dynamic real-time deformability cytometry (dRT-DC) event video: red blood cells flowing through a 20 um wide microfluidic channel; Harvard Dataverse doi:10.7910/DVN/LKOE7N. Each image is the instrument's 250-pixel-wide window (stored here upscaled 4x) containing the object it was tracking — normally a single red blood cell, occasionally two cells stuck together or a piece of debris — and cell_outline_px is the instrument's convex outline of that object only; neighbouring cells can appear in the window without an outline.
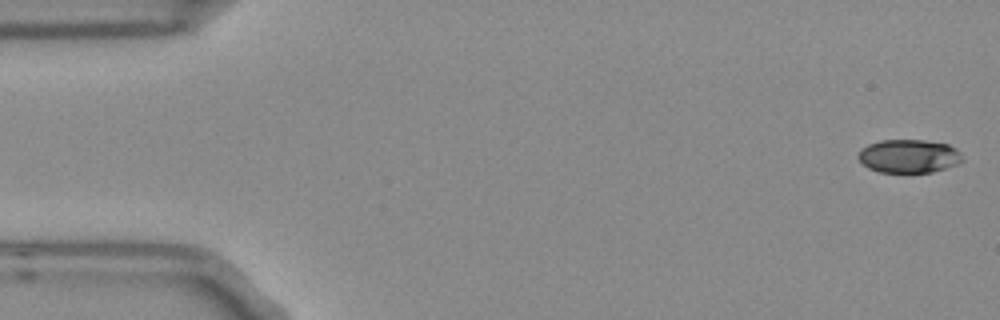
{"species": "Egyptian fruit bat (a non-hibernating species)", "species_latin": "Rousettus aegyptiacus", "temperature_condition": "room temperature", "stored_images_in_passage": 5, "camera_frame_rate_fps": 3000, "um_per_image_px": 0.085, "frame": {"image": 1, "passage_image": 1, "time_ms": 0.0, "image_size_px": [1000, 320], "cell_outline_px": [[964, 160], [960, 164], [932, 172], [880, 172], [868, 168], [856, 156], [860, 148], [868, 144], [880, 140], [924, 140], [948, 144], [956, 148], [960, 152]], "centroid_in_image_um": [77.26, 13.27], "position_along_channel_um": 7.7, "area_um2": 20.52}}
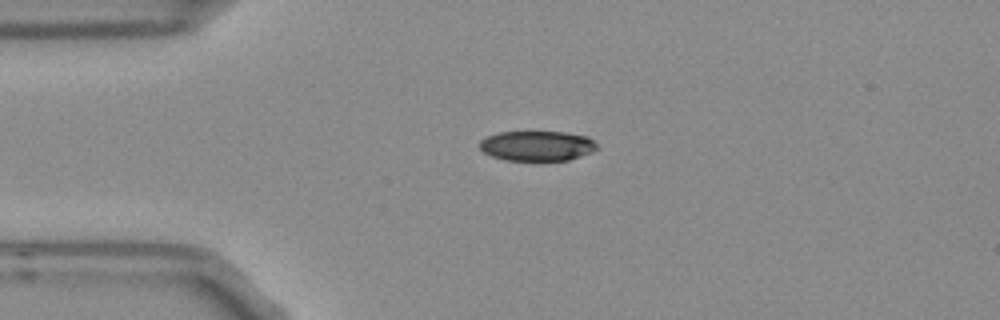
{"frame": {"image": 2, "passage_image": 4, "time_ms": 1.0, "image_size_px": [1000, 320], "cell_outline_px": [[596, 148], [580, 156], [568, 160], [504, 160], [492, 156], [484, 152], [480, 148], [480, 140], [484, 136], [496, 132], [564, 132], [588, 136], [596, 144]], "centroid_in_image_um": [45.59, 12.38], "position_along_channel_um": 39.4, "area_um2": 20.4}}